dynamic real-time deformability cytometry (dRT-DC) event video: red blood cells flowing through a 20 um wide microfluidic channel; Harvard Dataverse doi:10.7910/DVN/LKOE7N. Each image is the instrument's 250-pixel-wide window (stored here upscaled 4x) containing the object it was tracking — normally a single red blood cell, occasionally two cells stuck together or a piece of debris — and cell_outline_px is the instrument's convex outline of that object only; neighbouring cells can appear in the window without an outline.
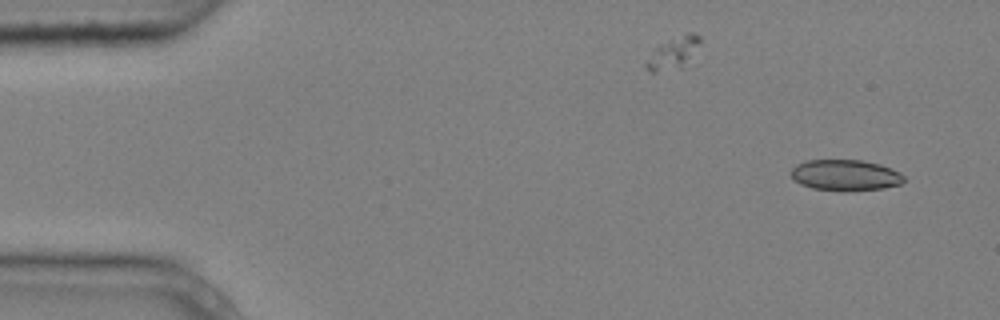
{"species": "common noctule bat (a hibernating species)", "species_latin": "Nyctalus noctula", "temperature_condition": "cold", "stored_images_in_passage": 6, "camera_frame_rate_fps": 3000, "um_per_image_px": 0.085, "animal": {"sex": "male", "body_mass_g": 20.4}, "frame": {"image": 1, "passage_image": 1, "time_ms": 0.0, "image_size_px": [1000, 320], "cell_outline_px": [[904, 180], [900, 184], [884, 188], [812, 188], [800, 184], [792, 180], [792, 168], [796, 164], [808, 160], [860, 160], [880, 164], [900, 172], [904, 176]], "centroid_in_image_um": [71.83, 14.84], "position_along_channel_um": 13.2, "area_um2": 19.54}}
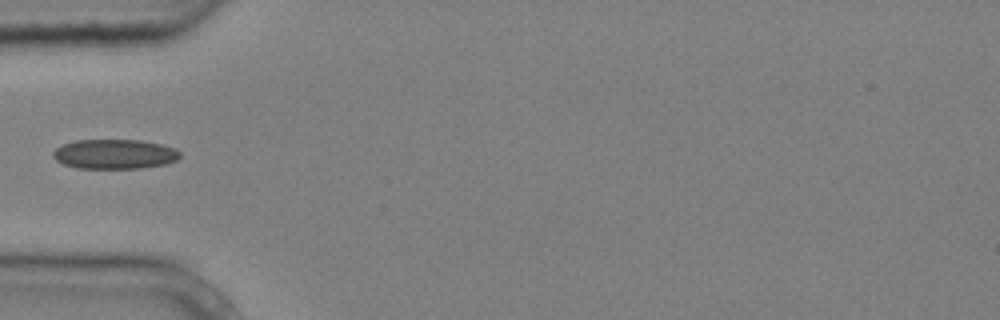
{"frame": {"image": 2, "passage_image": 5, "time_ms": 1.333, "image_size_px": [1000, 320], "cell_outline_px": [[180, 156], [176, 160], [164, 164], [140, 168], [76, 168], [64, 164], [56, 160], [52, 156], [52, 152], [56, 148], [64, 144], [76, 140], [140, 140], [160, 144], [176, 148], [180, 152]], "centroid_in_image_um": [9.73, 13.09], "position_along_channel_um": 75.3, "area_um2": 21.85}}
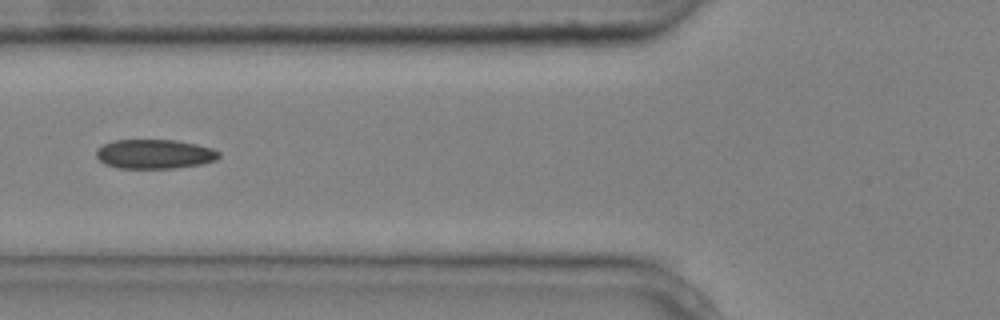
{"frame": {"image": 3, "passage_image": 6, "time_ms": 1.667, "image_size_px": [1000, 320], "cell_outline_px": [[220, 156], [216, 160], [204, 164], [176, 168], [120, 168], [104, 164], [96, 156], [96, 148], [112, 140], [176, 140], [196, 144], [212, 148], [220, 152]], "centroid_in_image_um": [13.15, 13.09], "position_along_channel_um": 112.7, "area_um2": 21.15}}